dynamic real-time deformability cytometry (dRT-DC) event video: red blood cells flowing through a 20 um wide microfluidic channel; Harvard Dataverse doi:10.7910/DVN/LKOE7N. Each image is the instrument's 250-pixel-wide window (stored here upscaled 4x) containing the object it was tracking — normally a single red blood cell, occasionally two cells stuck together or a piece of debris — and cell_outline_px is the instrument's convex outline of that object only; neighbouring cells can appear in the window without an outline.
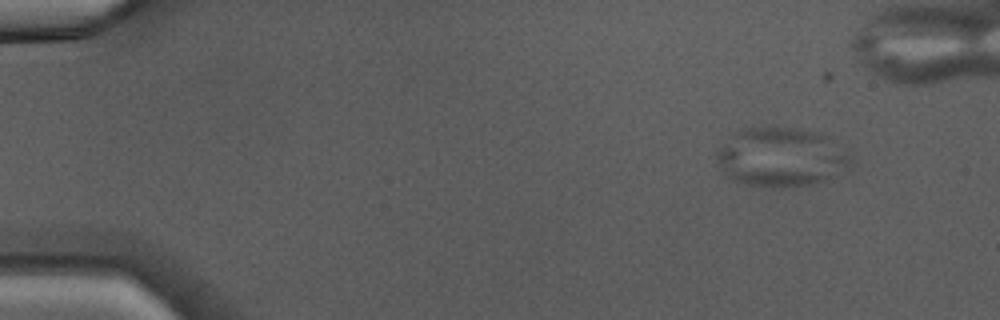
{"species": "Egyptian fruit bat (a non-hibernating species)", "species_latin": "Rousettus aegyptiacus", "temperature_condition": "warm", "stored_images_in_passage": 37, "camera_frame_rate_fps": 3000, "um_per_image_px": 0.085, "animal": {"sex": "male"}, "frame": {"image": 1, "passage_image": 1, "time_ms": 0.0, "image_size_px": [1000, 320], "cell_outline_px": [[852, 160], [824, 180], [816, 184], [744, 184], [732, 180], [720, 168], [712, 152], [740, 128], [796, 128], [824, 136], [848, 156]], "centroid_in_image_um": [66.21, 13.32], "position_along_channel_um": 18.8, "area_um2": 44.04}}
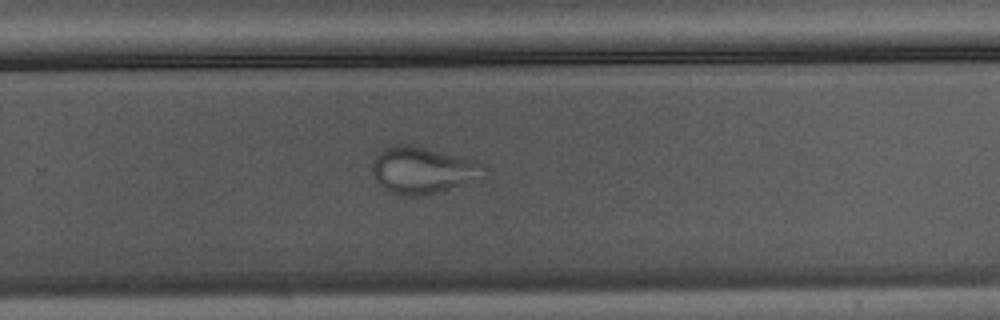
{"frame": {"image": 2, "passage_image": 27, "time_ms": 8.667, "image_size_px": [1000, 320], "cell_outline_px": [[488, 168], [460, 184], [424, 196], [404, 196], [388, 192], [376, 180], [372, 172], [372, 160], [384, 148], [392, 144], [416, 144], [480, 160]], "centroid_in_image_um": [35.86, 14.41], "position_along_channel_um": 293.9, "area_um2": 30.46}}
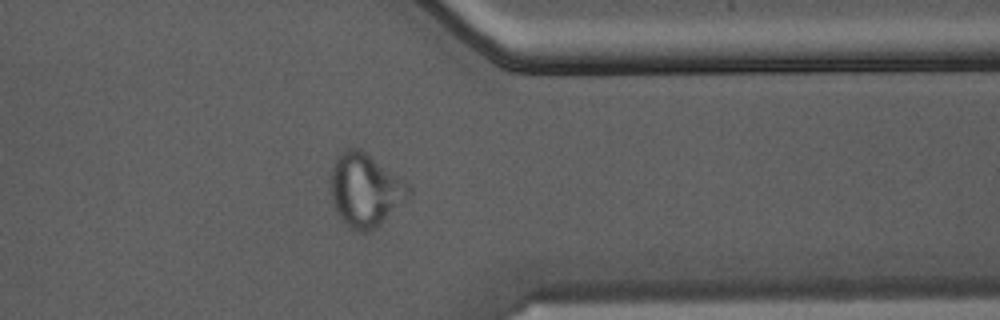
{"frame": {"image": 3, "passage_image": 33, "time_ms": 10.667, "image_size_px": [1000, 320], "cell_outline_px": [[412, 196], [408, 200], [380, 224], [368, 232], [360, 232], [348, 228], [344, 224], [336, 212], [332, 204], [332, 164], [340, 152], [344, 148], [360, 148], [412, 184]], "centroid_in_image_um": [31.1, 16.15], "position_along_channel_um": 380.3, "area_um2": 33.93}}